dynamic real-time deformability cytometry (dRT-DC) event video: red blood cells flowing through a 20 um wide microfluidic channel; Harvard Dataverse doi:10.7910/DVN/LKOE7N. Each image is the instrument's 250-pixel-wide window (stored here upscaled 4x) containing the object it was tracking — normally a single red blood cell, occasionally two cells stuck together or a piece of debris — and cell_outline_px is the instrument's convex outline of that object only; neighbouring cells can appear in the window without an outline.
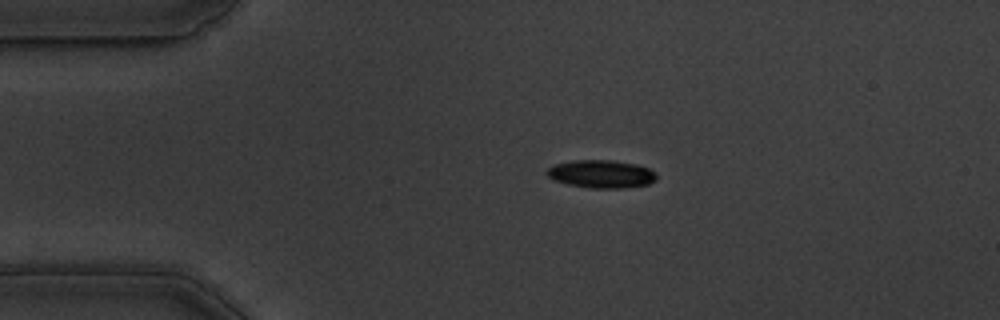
{"species": "common noctule bat (a hibernating species)", "species_latin": "Nyctalus noctula", "temperature_condition": "warm", "stored_images_in_passage": 45, "camera_frame_rate_fps": 3000, "um_per_image_px": 0.085, "animal": {"sex": "male", "body_mass_g": 19.5, "forearm_length_mm": 54.6}, "frame": {"image": 1, "passage_image": 1, "time_ms": 0.0, "image_size_px": [1000, 320], "cell_outline_px": [[656, 180], [648, 184], [620, 188], [592, 188], [568, 184], [552, 180], [544, 172], [552, 164], [572, 160], [612, 160], [636, 164], [648, 168], [656, 172]], "centroid_in_image_um": [51.06, 14.78], "position_along_channel_um": 33.9, "area_um2": 17.98}}
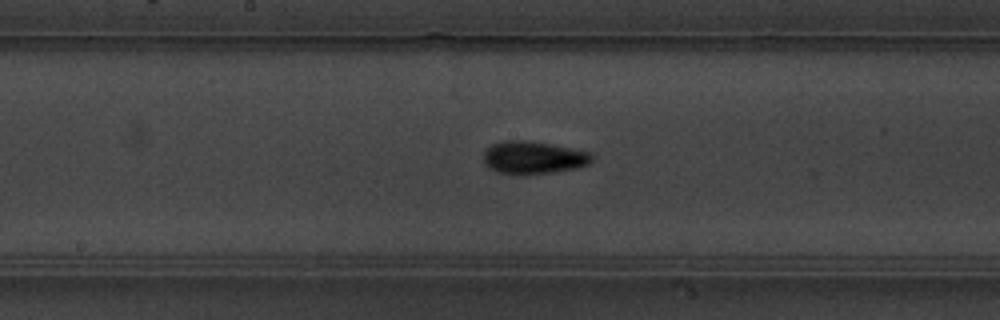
{"frame": {"image": 2, "passage_image": 18, "time_ms": 5.667, "image_size_px": [1000, 320], "cell_outline_px": [[592, 160], [588, 164], [576, 168], [556, 172], [496, 172], [488, 168], [484, 164], [484, 152], [492, 144], [504, 140], [524, 140], [548, 144], [592, 152]], "centroid_in_image_um": [45.33, 13.36], "position_along_channel_um": 202.9, "area_um2": 20.06}}
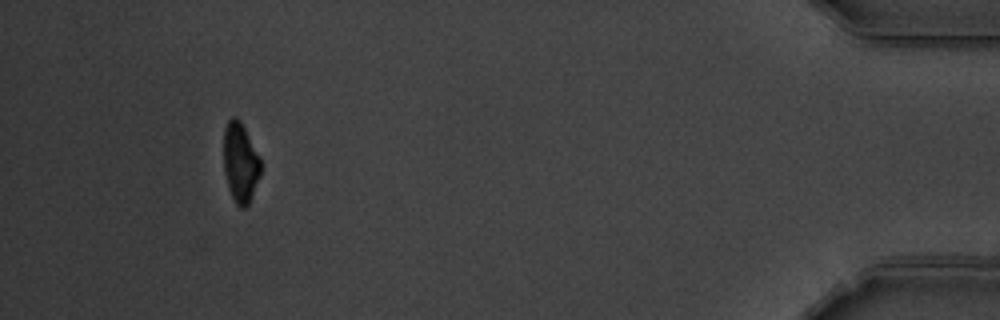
{"frame": {"image": 3, "passage_image": 41, "time_ms": 13.333, "image_size_px": [1000, 320], "cell_outline_px": [[260, 172], [248, 204], [244, 208], [240, 208], [236, 204], [232, 196], [224, 172], [224, 128], [228, 120], [232, 116], [236, 116], [240, 120], [260, 156]], "centroid_in_image_um": [20.42, 13.76], "position_along_channel_um": 414.8, "area_um2": 16.94}, "authors_computed_cell_mechanics": {"area_um2": 18.3804, "velocity_mm_per_s": 3.6542, "shape_relaxation_time_tau1_ms": 3.2522, "shape_relaxation_time_tau2_ms": 2.006, "deformation_change_tau1": 0.1418, "deformation_change_tau2": 0.0728}}